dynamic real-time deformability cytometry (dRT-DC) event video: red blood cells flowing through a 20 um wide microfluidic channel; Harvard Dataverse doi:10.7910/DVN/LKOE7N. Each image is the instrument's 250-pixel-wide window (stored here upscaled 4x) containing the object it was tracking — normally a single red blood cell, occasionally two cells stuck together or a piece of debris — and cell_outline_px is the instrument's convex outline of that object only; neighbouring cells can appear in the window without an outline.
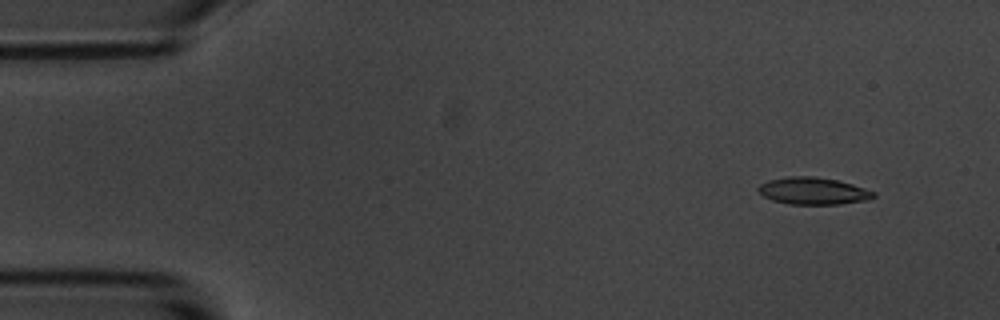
{"species": "common noctule bat (a hibernating species)", "species_latin": "Nyctalus noctula", "temperature_condition": "room temperature", "stored_images_in_passage": 5, "camera_frame_rate_fps": 3000, "um_per_image_px": 0.085, "animal": {"sex": "male", "body_mass_g": 20.1, "forearm_length_mm": 53.5}, "frame": {"image": 1, "passage_image": 2, "time_ms": 1.333, "image_size_px": [1000, 320], "cell_outline_px": [[876, 196], [868, 200], [840, 204], [788, 204], [772, 200], [764, 196], [756, 188], [760, 184], [768, 180], [788, 176], [812, 176], [836, 180], [852, 184], [876, 192]], "centroid_in_image_um": [69.12, 16.23], "position_along_channel_um": 15.9, "area_um2": 18.21}}
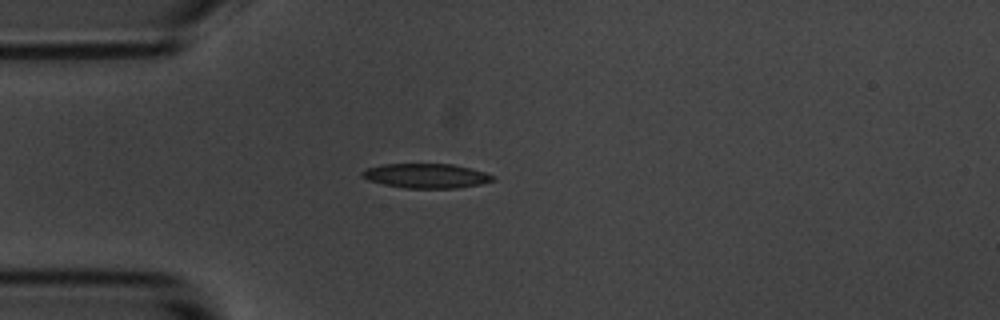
{"frame": {"image": 2, "passage_image": 5, "time_ms": 4.667, "image_size_px": [1000, 320], "cell_outline_px": [[496, 180], [480, 184], [456, 188], [404, 188], [384, 184], [368, 180], [360, 176], [360, 172], [364, 168], [380, 164], [452, 164], [484, 172], [492, 176]], "centroid_in_image_um": [36.15, 14.94], "position_along_channel_um": 48.9, "area_um2": 18.67}}